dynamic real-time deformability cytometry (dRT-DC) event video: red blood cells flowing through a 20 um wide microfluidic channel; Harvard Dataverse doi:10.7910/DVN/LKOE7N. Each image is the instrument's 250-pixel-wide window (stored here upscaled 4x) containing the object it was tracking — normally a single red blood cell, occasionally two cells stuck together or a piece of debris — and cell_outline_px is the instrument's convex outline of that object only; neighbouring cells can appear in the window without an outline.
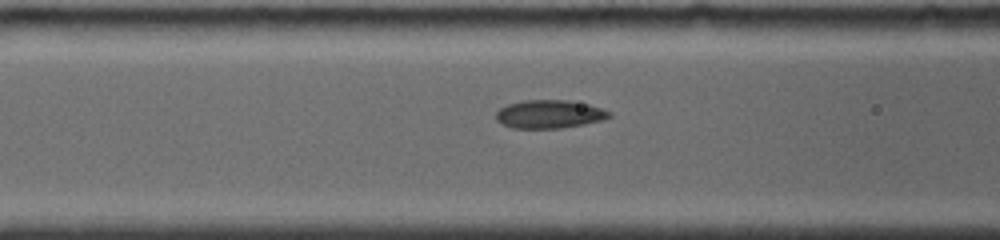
{"species": "common noctule bat (a hibernating species)", "species_latin": "Nyctalus noctula", "temperature_condition": "room temperature", "stored_images_in_passage": 18, "camera_frame_rate_fps": 4000, "um_per_image_px": 0.085, "animal": {"sex": "female", "body_mass_g": 19.0, "forearm_length_mm": 56.7}, "frame": {"image": 1, "passage_image": 16, "time_ms": 6.25, "image_size_px": [1000, 240], "cell_outline_px": [[612, 116], [600, 120], [584, 124], [560, 128], [512, 128], [496, 120], [496, 112], [500, 108], [508, 104], [524, 100], [568, 100], [588, 104], [600, 108], [608, 112]], "centroid_in_image_um": [46.66, 9.7], "position_along_channel_um": 119.9, "area_um2": 18.44}}